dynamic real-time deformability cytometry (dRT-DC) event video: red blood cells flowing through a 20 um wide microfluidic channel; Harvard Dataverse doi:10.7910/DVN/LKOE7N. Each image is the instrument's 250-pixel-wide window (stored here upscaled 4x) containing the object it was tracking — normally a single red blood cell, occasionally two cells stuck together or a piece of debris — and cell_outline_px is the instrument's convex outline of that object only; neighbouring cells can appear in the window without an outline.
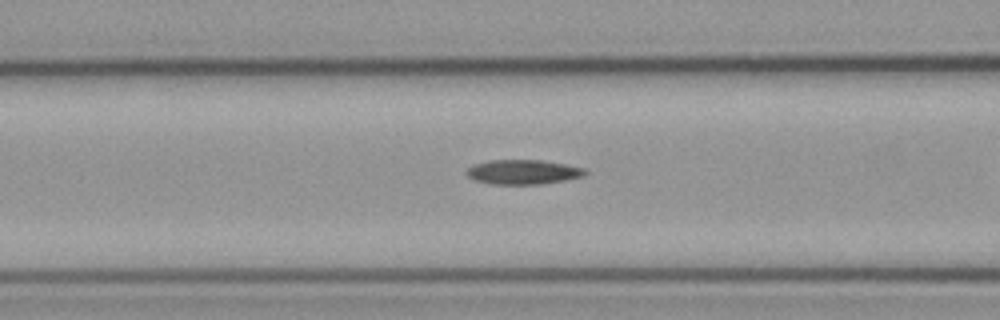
{"species": "common noctule bat (a hibernating species)", "species_latin": "Nyctalus noctula", "temperature_condition": "cold", "stored_images_in_passage": 34, "camera_frame_rate_fps": 3000, "um_per_image_px": 0.085, "animal": {"sex": "male", "body_mass_g": 23.1, "forearm_length_mm": 52.7}, "frame": {"image": 1, "passage_image": 6, "time_ms": 1.667, "image_size_px": [1000, 320], "cell_outline_px": [[588, 172], [584, 176], [564, 180], [540, 184], [492, 184], [476, 180], [468, 176], [464, 172], [472, 164], [488, 160], [540, 160], [564, 164], [584, 168]], "centroid_in_image_um": [44.43, 14.61], "position_along_channel_um": 122.2, "area_um2": 16.94}}
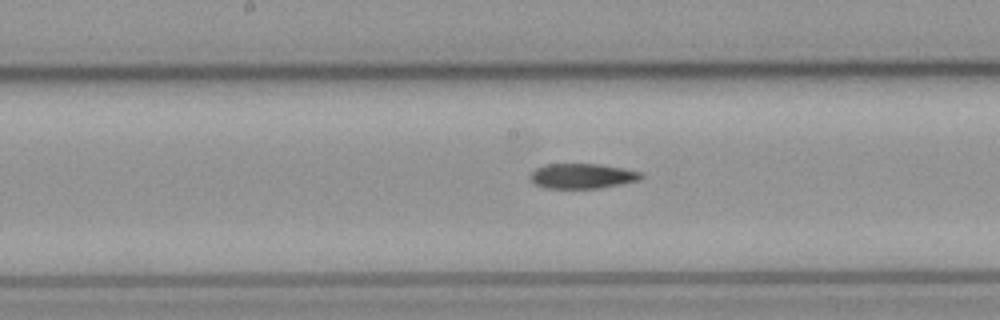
{"frame": {"image": 2, "passage_image": 12, "time_ms": 3.667, "image_size_px": [1000, 320], "cell_outline_px": [[644, 176], [640, 180], [600, 188], [548, 188], [536, 184], [528, 176], [536, 168], [548, 164], [600, 164], [624, 168], [640, 172]], "centroid_in_image_um": [49.51, 14.96], "position_along_channel_um": 198.7, "area_um2": 16.07}}
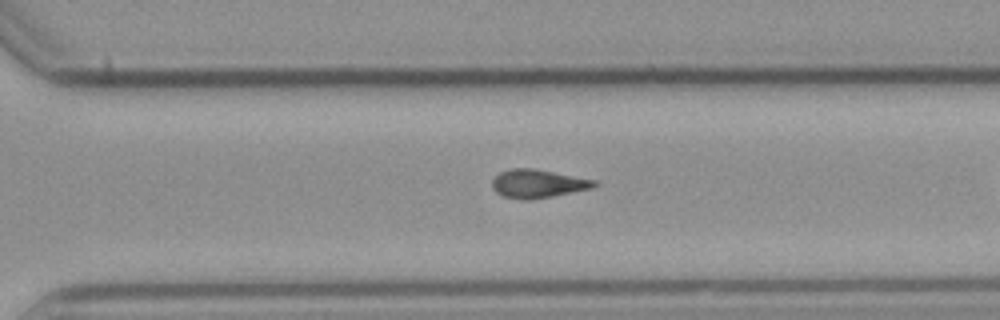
{"frame": {"image": 3, "passage_image": 22, "time_ms": 7.0, "image_size_px": [1000, 320], "cell_outline_px": [[600, 184], [596, 188], [532, 200], [524, 200], [504, 196], [496, 192], [492, 188], [492, 180], [500, 172], [508, 168], [536, 168], [596, 180]], "centroid_in_image_um": [45.77, 15.61], "position_along_channel_um": 324.8, "area_um2": 17.28}}